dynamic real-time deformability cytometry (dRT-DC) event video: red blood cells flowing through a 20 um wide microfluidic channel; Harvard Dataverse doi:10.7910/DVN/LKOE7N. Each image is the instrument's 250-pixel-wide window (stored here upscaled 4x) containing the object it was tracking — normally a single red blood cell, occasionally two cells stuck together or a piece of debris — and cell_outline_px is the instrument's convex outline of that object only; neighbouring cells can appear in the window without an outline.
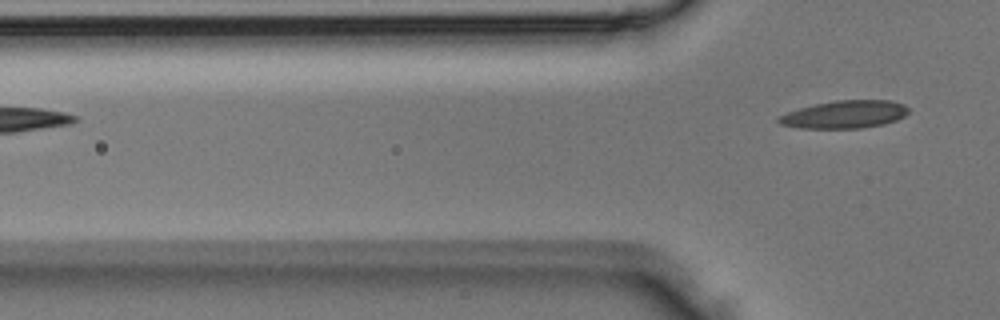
{"species": "Egyptian fruit bat (a non-hibernating species)", "species_latin": "Rousettus aegyptiacus", "temperature_condition": "room temperature", "stored_images_in_passage": 3, "camera_frame_rate_fps": 3000, "um_per_image_px": 0.085, "animal": {"sex": "male"}, "frame": {"image": 1, "passage_image": 3, "time_ms": 0.667, "image_size_px": [1000, 320], "cell_outline_px": [[908, 112], [904, 116], [896, 120], [884, 124], [860, 128], [800, 128], [780, 124], [776, 120], [780, 116], [788, 112], [800, 108], [816, 104], [836, 100], [892, 100], [904, 104], [908, 108]], "centroid_in_image_um": [71.82, 9.72], "position_along_channel_um": 54.0, "area_um2": 20.87}}